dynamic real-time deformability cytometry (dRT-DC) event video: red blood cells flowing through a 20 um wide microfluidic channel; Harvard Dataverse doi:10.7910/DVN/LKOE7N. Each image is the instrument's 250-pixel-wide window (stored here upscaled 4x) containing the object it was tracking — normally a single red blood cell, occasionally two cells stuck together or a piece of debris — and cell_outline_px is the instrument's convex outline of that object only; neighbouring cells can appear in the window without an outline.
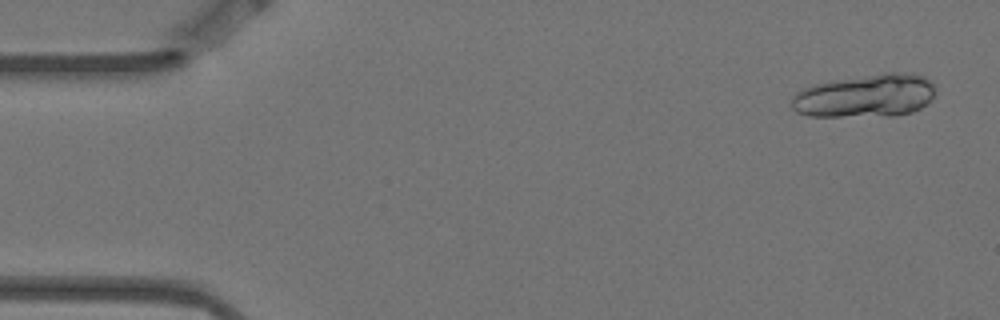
{"species": "Egyptian fruit bat (a non-hibernating species)", "species_latin": "Rousettus aegyptiacus", "temperature_condition": "warm", "stored_images_in_passage": 7, "camera_frame_rate_fps": 3000, "um_per_image_px": 0.085, "animal": {"sex": "female"}, "frame": {"image": 1, "passage_image": 1, "time_ms": 0.0, "image_size_px": [1000, 320], "cell_outline_px": [[936, 96], [932, 100], [920, 108], [912, 112], [896, 116], [808, 116], [796, 112], [792, 108], [792, 96], [800, 88], [812, 84], [832, 80], [888, 72], [908, 72], [924, 76], [936, 88]], "centroid_in_image_um": [73.57, 8.14], "position_along_channel_um": 11.4, "area_um2": 36.76}}